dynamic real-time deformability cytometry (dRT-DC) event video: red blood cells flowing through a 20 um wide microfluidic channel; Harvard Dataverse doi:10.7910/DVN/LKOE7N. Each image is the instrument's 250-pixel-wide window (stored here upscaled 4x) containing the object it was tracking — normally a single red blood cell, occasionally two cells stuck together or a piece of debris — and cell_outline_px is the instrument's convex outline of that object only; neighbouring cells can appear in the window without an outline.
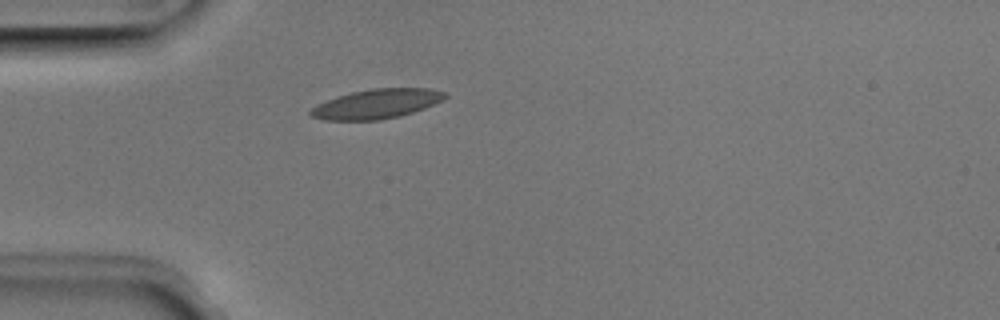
{"species": "Egyptian fruit bat (a non-hibernating species)", "species_latin": "Rousettus aegyptiacus", "temperature_condition": "room temperature", "stored_images_in_passage": 34, "camera_frame_rate_fps": 3000, "um_per_image_px": 0.085, "animal": {"sex": "male"}, "frame": {"image": 1, "passage_image": 1, "time_ms": 0.0, "image_size_px": [1000, 320], "cell_outline_px": [[448, 96], [424, 108], [400, 116], [380, 120], [324, 120], [312, 116], [308, 112], [312, 108], [328, 100], [352, 92], [372, 88], [428, 88], [448, 92]], "centroid_in_image_um": [32.05, 8.83], "position_along_channel_um": 53.0, "area_um2": 22.77}}
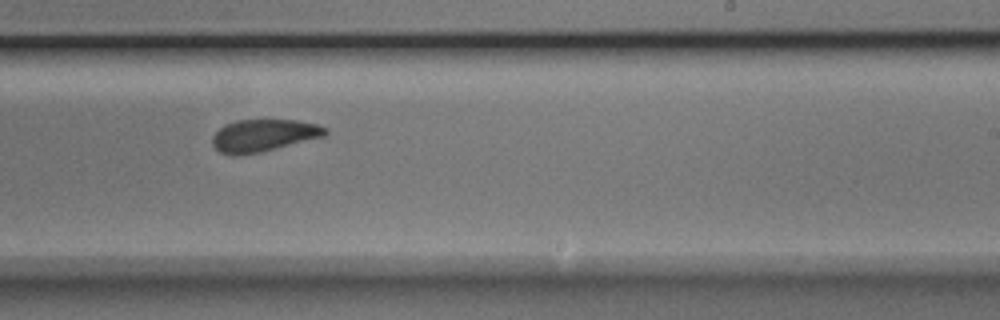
{"frame": {"image": 2, "passage_image": 18, "time_ms": 5.667, "image_size_px": [1000, 320], "cell_outline_px": [[328, 132], [324, 136], [260, 152], [236, 156], [232, 156], [220, 152], [212, 144], [212, 136], [224, 124], [236, 120], [296, 120], [316, 124], [328, 128]], "centroid_in_image_um": [22.38, 11.51], "position_along_channel_um": 266.6, "area_um2": 21.15}}
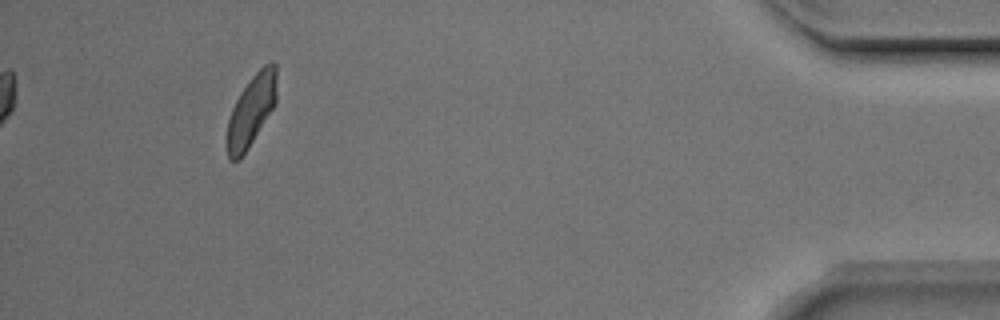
{"frame": {"image": 3, "passage_image": 34, "time_ms": 11.0, "image_size_px": [1000, 320], "cell_outline_px": [[276, 104], [248, 148], [240, 160], [228, 160], [228, 120], [232, 108], [240, 92], [252, 76], [264, 64], [276, 64]], "centroid_in_image_um": [21.37, 9.4], "position_along_channel_um": 413.8, "area_um2": 20.29}, "authors_computed_cell_mechanics": {"area_um2": 21.8773, "velocity_mm_per_s": 3.9309, "shape_relaxation_time_tau1_ms": 2.4947, "shape_relaxation_time_tau2_ms": 2.0247, "deformation_change_tau1": 0.0989, "deformation_change_tau2": 0.0589}}